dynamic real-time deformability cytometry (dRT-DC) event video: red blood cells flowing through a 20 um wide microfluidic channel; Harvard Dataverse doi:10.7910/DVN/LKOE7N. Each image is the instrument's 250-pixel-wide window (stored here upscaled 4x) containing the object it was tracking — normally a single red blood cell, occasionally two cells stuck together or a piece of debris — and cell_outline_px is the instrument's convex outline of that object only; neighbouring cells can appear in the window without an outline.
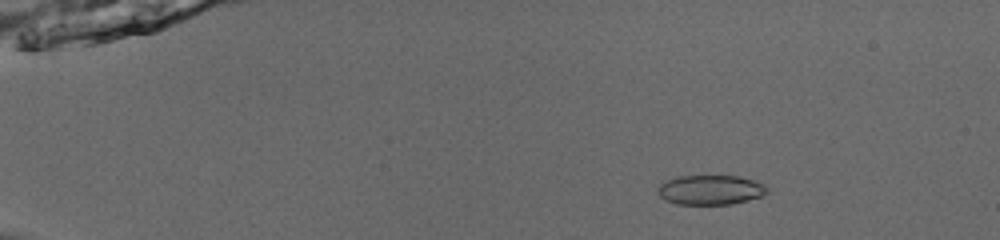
{"species": "common noctule bat (a hibernating species)", "species_latin": "Nyctalus noctula", "temperature_condition": "room temperature", "stored_images_in_passage": 55, "camera_frame_rate_fps": 3000, "um_per_image_px": 0.085, "animal": {"sex": "male", "body_mass_g": 13.0, "forearm_length_mm": 53.1}, "frame": {"image": 1, "passage_image": 10, "time_ms": 3.0, "image_size_px": [1000, 240], "cell_outline_px": [[768, 192], [760, 196], [748, 200], [732, 204], [676, 204], [664, 200], [656, 192], [656, 188], [660, 184], [676, 176], [736, 176], [752, 180], [764, 184], [768, 188]], "centroid_in_image_um": [60.35, 16.14], "position_along_channel_um": 24.7, "area_um2": 18.9}}
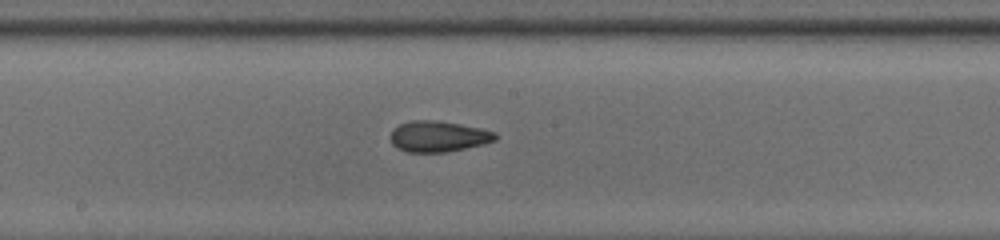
{"frame": {"image": 2, "passage_image": 32, "time_ms": 10.333, "image_size_px": [1000, 240], "cell_outline_px": [[500, 136], [496, 140], [484, 144], [448, 152], [408, 152], [396, 148], [392, 144], [392, 128], [400, 124], [412, 120], [436, 120], [460, 124], [480, 128], [496, 132]], "centroid_in_image_um": [37.29, 11.59], "position_along_channel_um": 210.9, "area_um2": 19.02}}
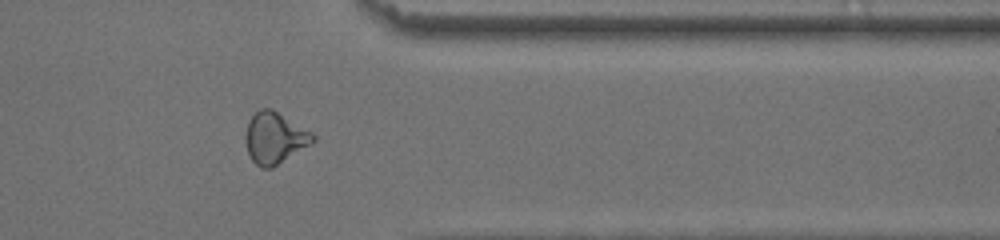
{"frame": {"image": 3, "passage_image": 46, "time_ms": 15.0, "image_size_px": [1000, 240], "cell_outline_px": [[316, 140], [312, 144], [272, 168], [260, 168], [252, 160], [248, 152], [244, 140], [244, 136], [248, 124], [252, 116], [260, 108], [272, 108], [312, 132], [316, 136]], "centroid_in_image_um": [23.36, 11.73], "position_along_channel_um": 388.0, "area_um2": 20.35}, "authors_computed_cell_mechanics": {"area_um2": 19.652, "velocity_mm_per_s": 3.8812, "shape_relaxation_time_tau1_ms": 4.4733, "shape_relaxation_time_tau2_ms": 2.7083, "deformation_change_tau1": 0.1143, "deformation_change_tau2": 0.09}}